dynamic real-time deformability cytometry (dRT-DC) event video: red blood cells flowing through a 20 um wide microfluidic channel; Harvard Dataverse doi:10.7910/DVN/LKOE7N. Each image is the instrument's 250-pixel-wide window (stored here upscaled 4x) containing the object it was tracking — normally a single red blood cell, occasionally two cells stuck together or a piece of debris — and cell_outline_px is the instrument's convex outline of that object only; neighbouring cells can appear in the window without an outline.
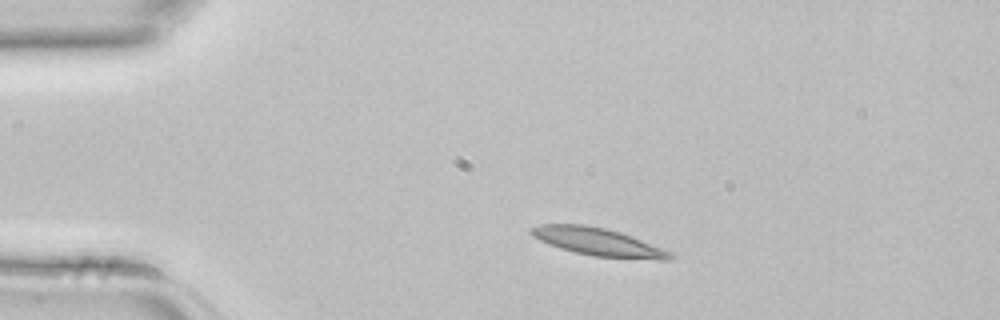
{"species": "common noctule bat (a hibernating species)", "species_latin": "Nyctalus noctula", "temperature_condition": "room temperature", "stored_images_in_passage": 2, "camera_frame_rate_fps": 3000, "um_per_image_px": 0.085, "animal": {"sex": "female", "body_mass_g": 22.7, "forearm_length_mm": 54.2}, "frame": {"image": 1, "passage_image": 1, "time_ms": 0.0, "image_size_px": [1000, 320], "cell_outline_px": [[676, 256], [672, 260], [656, 260], [592, 256], [560, 248], [548, 244], [532, 236], [528, 232], [528, 228], [540, 224], [584, 224], [604, 228], [620, 232], [632, 236], [672, 252]], "centroid_in_image_um": [50.85, 20.56], "position_along_channel_um": 34.2, "area_um2": 22.72}}